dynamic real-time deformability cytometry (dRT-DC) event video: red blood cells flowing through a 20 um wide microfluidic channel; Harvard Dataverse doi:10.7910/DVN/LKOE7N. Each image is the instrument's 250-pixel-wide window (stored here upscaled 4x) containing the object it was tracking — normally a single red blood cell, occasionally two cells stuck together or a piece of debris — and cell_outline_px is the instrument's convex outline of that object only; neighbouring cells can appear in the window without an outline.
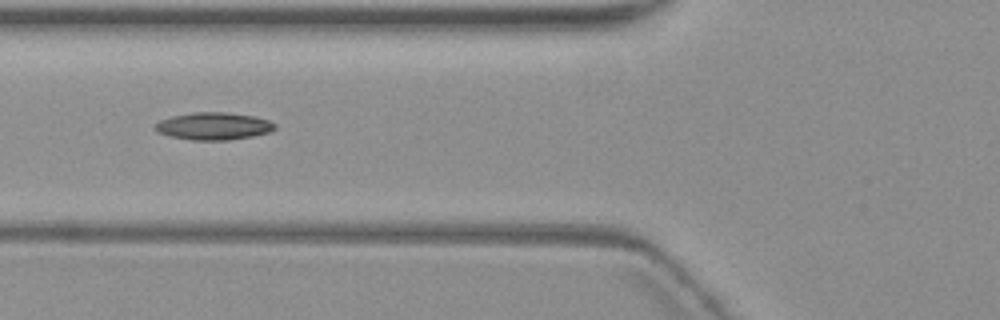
{"species": "common noctule bat (a hibernating species)", "species_latin": "Nyctalus noctula", "temperature_condition": "warm", "stored_images_in_passage": 8, "camera_frame_rate_fps": 3000, "um_per_image_px": 0.085, "animal": {"sex": "female", "body_mass_g": 19.3, "forearm_length_mm": 54.1}, "frame": {"image": 1, "passage_image": 7, "time_ms": 7.333, "image_size_px": [1000, 320], "cell_outline_px": [[276, 128], [268, 132], [252, 136], [228, 140], [192, 140], [172, 136], [156, 132], [156, 124], [160, 120], [172, 116], [192, 112], [228, 112], [252, 116], [268, 120], [276, 124]], "centroid_in_image_um": [18.16, 10.71], "position_along_channel_um": 107.6, "area_um2": 18.96}}
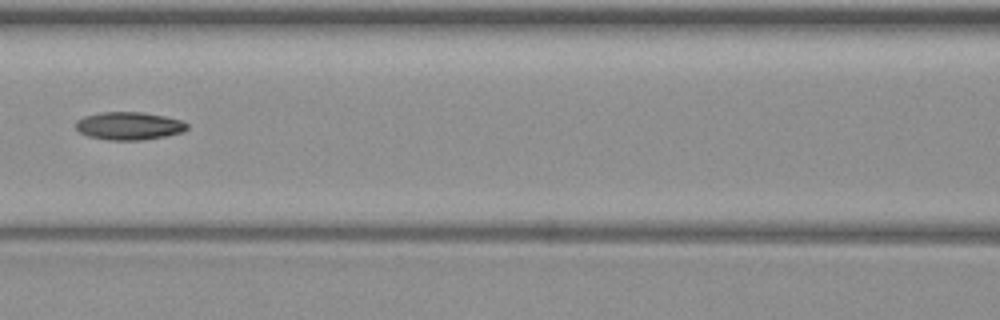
{"frame": {"image": 2, "passage_image": 8, "time_ms": 8.667, "image_size_px": [1000, 320], "cell_outline_px": [[188, 128], [184, 132], [164, 136], [140, 140], [108, 140], [88, 136], [80, 132], [76, 128], [76, 120], [84, 116], [100, 112], [144, 112], [184, 120], [188, 124]], "centroid_in_image_um": [10.98, 10.69], "position_along_channel_um": 155.6, "area_um2": 18.21}}